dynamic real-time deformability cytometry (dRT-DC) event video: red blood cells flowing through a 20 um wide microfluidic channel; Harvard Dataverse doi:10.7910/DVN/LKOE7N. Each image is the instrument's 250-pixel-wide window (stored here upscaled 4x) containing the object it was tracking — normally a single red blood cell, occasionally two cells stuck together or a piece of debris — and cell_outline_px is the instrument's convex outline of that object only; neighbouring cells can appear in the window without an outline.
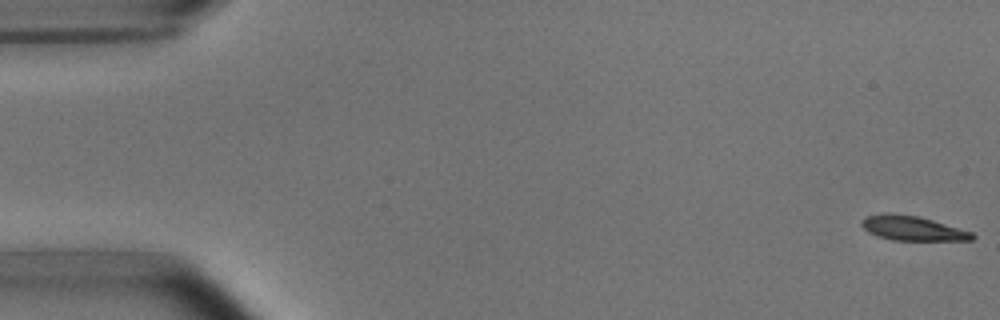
{"species": "common noctule bat (a hibernating species)", "species_latin": "Nyctalus noctula", "temperature_condition": "room temperature", "stored_images_in_passage": 53, "camera_frame_rate_fps": 3000, "um_per_image_px": 0.085, "animal": {"sex": "male", "body_mass_g": 15.6}, "frame": {"image": 1, "passage_image": 1, "time_ms": 0.0, "image_size_px": [1000, 320], "cell_outline_px": [[976, 236], [972, 240], [892, 240], [876, 236], [868, 232], [860, 224], [860, 220], [864, 216], [884, 212], [892, 212], [920, 216], [972, 232]], "centroid_in_image_um": [77.49, 19.38], "position_along_channel_um": 7.5, "area_um2": 16.13}}
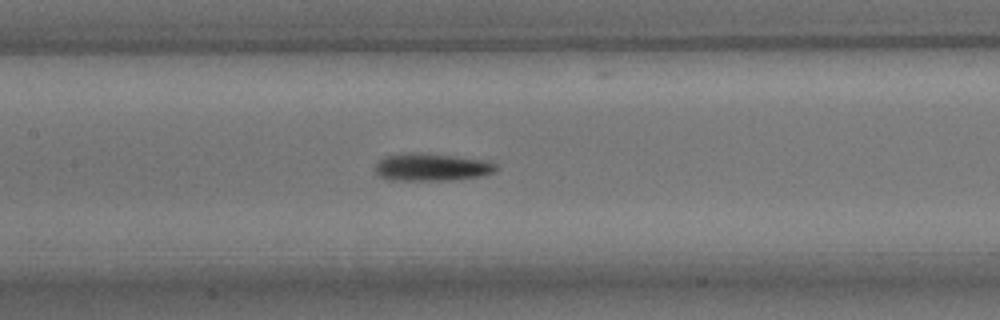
{"frame": {"image": 2, "passage_image": 25, "time_ms": 8.0, "image_size_px": [1000, 320], "cell_outline_px": [[500, 168], [496, 172], [484, 176], [452, 180], [388, 180], [380, 176], [376, 172], [376, 164], [384, 156], [404, 152], [424, 152], [456, 156], [484, 160], [496, 164]], "centroid_in_image_um": [36.73, 14.2], "position_along_channel_um": 170.7, "area_um2": 19.83}}
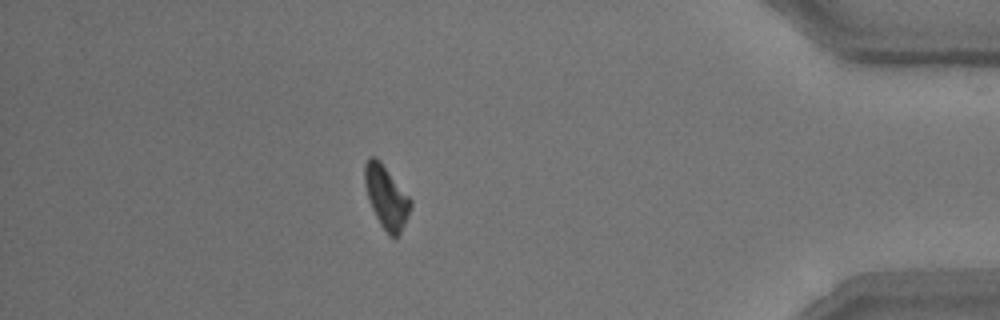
{"frame": {"image": 3, "passage_image": 47, "time_ms": 15.333, "image_size_px": [1000, 320], "cell_outline_px": [[412, 204], [408, 216], [400, 232], [396, 236], [388, 236], [380, 224], [372, 208], [364, 184], [364, 164], [372, 156], [380, 160], [412, 200]], "centroid_in_image_um": [32.83, 16.74], "position_along_channel_um": 402.4, "area_um2": 16.53}, "authors_computed_cell_mechanics": {"area_um2": 16.9354, "velocity_mm_per_s": 3.7534, "shape_relaxation_time_tau1_ms": 3.1854, "shape_relaxation_time_tau2_ms": null, "deformation_change_tau1": 0.1397, "deformation_change_tau2": null}}